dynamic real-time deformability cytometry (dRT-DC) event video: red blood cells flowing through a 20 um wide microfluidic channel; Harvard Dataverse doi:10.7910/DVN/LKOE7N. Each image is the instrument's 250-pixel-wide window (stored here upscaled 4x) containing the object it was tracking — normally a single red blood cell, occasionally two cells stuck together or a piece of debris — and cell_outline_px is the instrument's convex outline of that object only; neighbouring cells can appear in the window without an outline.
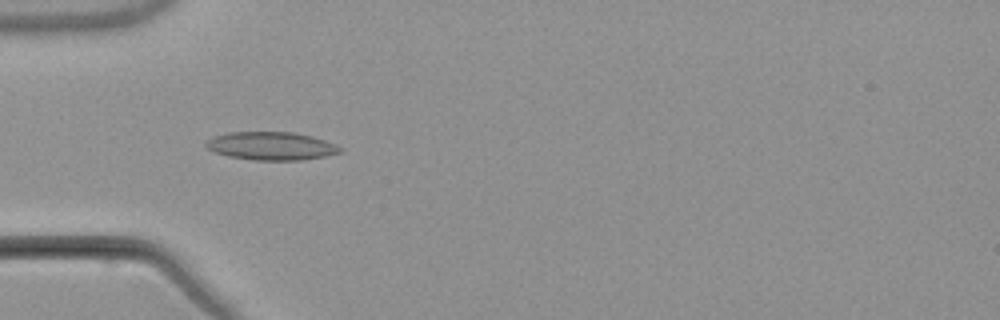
{"species": "common noctule bat (a hibernating species)", "species_latin": "Nyctalus noctula", "temperature_condition": "warm", "stored_images_in_passage": 6, "camera_frame_rate_fps": 3000, "um_per_image_px": 0.085, "animal": {"sex": "male", "body_mass_g": 21.5, "forearm_length_mm": 52.0}, "frame": {"image": 1, "passage_image": 5, "time_ms": 4.667, "image_size_px": [1000, 320], "cell_outline_px": [[344, 148], [340, 152], [324, 156], [304, 160], [256, 160], [228, 156], [216, 152], [208, 148], [204, 144], [208, 140], [216, 136], [228, 132], [292, 132], [312, 136], [336, 144]], "centroid_in_image_um": [23.09, 12.4], "position_along_channel_um": 61.9, "area_um2": 21.85}}
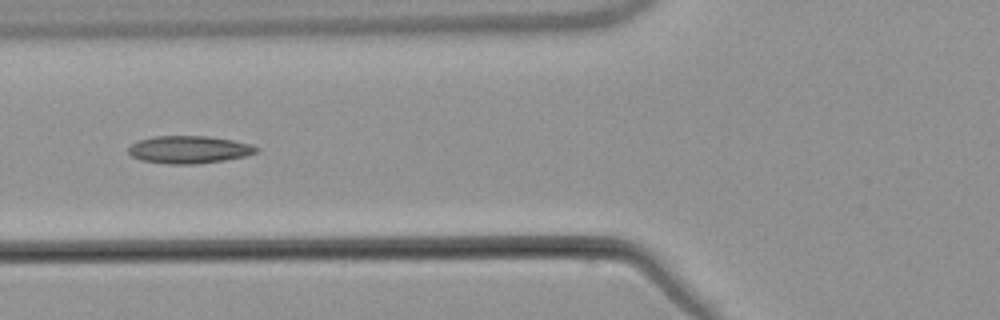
{"frame": {"image": 2, "passage_image": 6, "time_ms": 6.0, "image_size_px": [1000, 320], "cell_outline_px": [[260, 148], [256, 152], [244, 156], [224, 160], [196, 164], [172, 164], [140, 160], [132, 156], [128, 152], [128, 148], [132, 144], [140, 140], [156, 136], [208, 136], [232, 140], [252, 144]], "centroid_in_image_um": [16.08, 12.71], "position_along_channel_um": 109.7, "area_um2": 20.4}}